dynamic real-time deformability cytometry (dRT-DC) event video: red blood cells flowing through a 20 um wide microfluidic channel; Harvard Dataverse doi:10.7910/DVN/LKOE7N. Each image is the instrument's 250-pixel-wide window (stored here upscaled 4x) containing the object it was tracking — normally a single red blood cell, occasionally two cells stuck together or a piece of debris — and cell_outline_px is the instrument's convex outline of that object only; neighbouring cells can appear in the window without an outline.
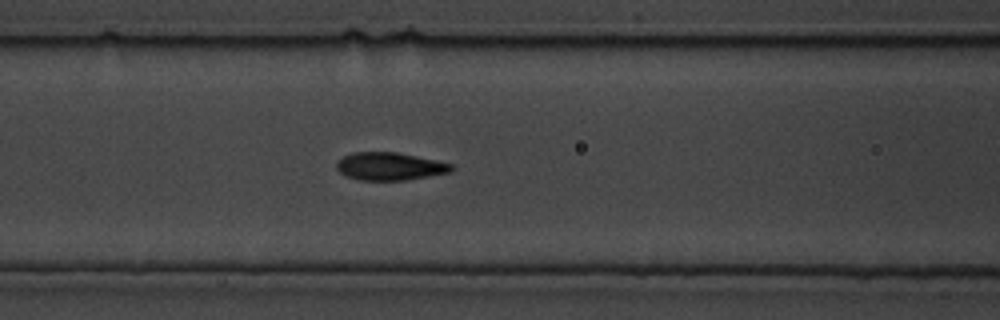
{"species": "common noctule bat (a hibernating species)", "species_latin": "Nyctalus noctula", "temperature_condition": "cold", "stored_images_in_passage": 15, "camera_frame_rate_fps": 3000, "um_per_image_px": 0.085, "animal": {"sex": "male", "body_mass_g": 19.5, "forearm_length_mm": 54.6}, "frame": {"image": 1, "passage_image": 11, "time_ms": 3.333, "image_size_px": [1000, 320], "cell_outline_px": [[456, 168], [452, 172], [404, 180], [360, 180], [344, 176], [336, 168], [336, 160], [352, 152], [396, 152], [436, 160], [452, 164]], "centroid_in_image_um": [33.11, 14.14], "position_along_channel_um": 133.5, "area_um2": 18.73}}
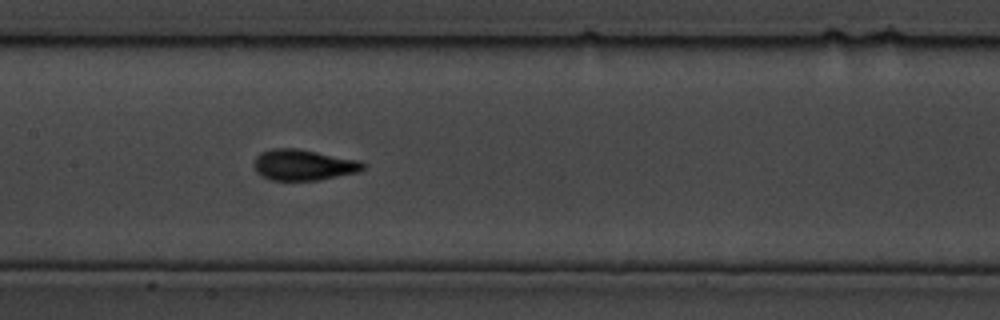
{"frame": {"image": 2, "passage_image": 13, "time_ms": 4.0, "image_size_px": [1000, 320], "cell_outline_px": [[368, 164], [360, 172], [320, 180], [272, 180], [256, 172], [252, 164], [256, 156], [260, 152], [272, 148], [296, 148], [360, 160]], "centroid_in_image_um": [25.82, 14.01], "position_along_channel_um": 181.6, "area_um2": 19.88}}
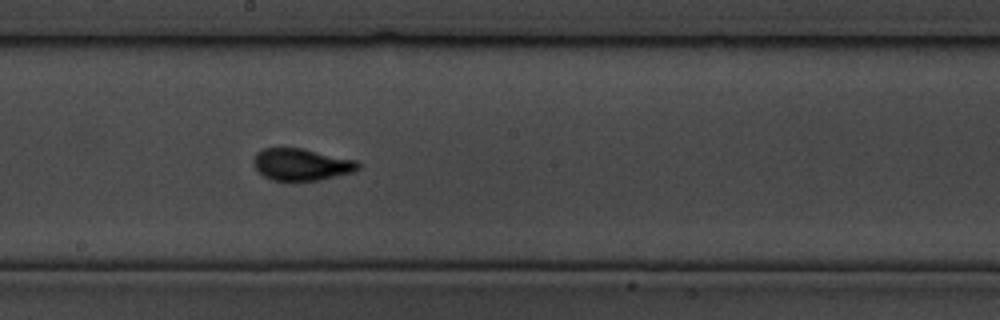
{"frame": {"image": 3, "passage_image": 15, "time_ms": 4.667, "image_size_px": [1000, 320], "cell_outline_px": [[360, 168], [352, 172], [316, 180], [272, 180], [264, 176], [256, 168], [252, 160], [256, 152], [264, 148], [304, 148], [356, 160], [360, 164]], "centroid_in_image_um": [25.61, 13.96], "position_along_channel_um": 222.6, "area_um2": 19.31}}